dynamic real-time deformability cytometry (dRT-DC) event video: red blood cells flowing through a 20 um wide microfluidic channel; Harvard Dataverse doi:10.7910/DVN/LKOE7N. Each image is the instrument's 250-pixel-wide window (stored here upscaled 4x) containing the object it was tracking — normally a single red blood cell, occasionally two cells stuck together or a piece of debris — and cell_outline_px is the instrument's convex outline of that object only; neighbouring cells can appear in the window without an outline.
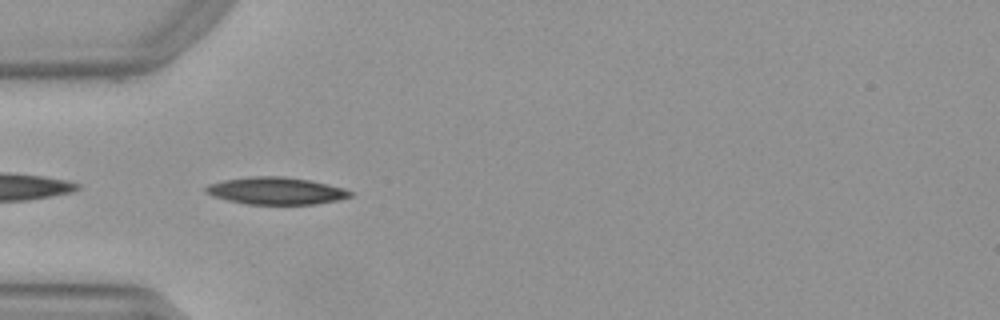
{"species": "Egyptian fruit bat (a non-hibernating species)", "species_latin": "Rousettus aegyptiacus", "temperature_condition": "warm", "stored_images_in_passage": 4, "camera_frame_rate_fps": 3000, "um_per_image_px": 0.085, "animal": {"sex": "female"}, "frame": {"image": 1, "passage_image": 1, "time_ms": 0.0, "image_size_px": [1000, 320], "cell_outline_px": [[352, 196], [340, 200], [316, 204], [248, 204], [228, 200], [212, 196], [204, 192], [204, 188], [208, 184], [224, 180], [252, 176], [284, 176], [308, 180], [328, 184], [344, 188], [352, 192]], "centroid_in_image_um": [23.46, 16.22], "position_along_channel_um": 61.5, "area_um2": 22.95}}